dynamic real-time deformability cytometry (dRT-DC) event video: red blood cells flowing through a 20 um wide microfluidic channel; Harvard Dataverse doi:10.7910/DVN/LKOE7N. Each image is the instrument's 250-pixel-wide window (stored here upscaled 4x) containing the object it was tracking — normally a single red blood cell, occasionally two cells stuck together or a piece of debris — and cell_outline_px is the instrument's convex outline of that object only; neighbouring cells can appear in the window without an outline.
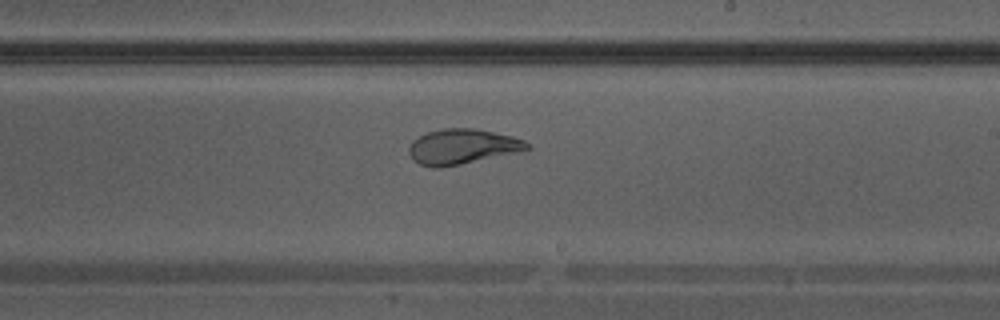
{"species": "Egyptian fruit bat (a non-hibernating species)", "species_latin": "Rousettus aegyptiacus", "temperature_condition": "warm", "stored_images_in_passage": 28, "camera_frame_rate_fps": 3000, "um_per_image_px": 0.085, "animal": {"sex": "male"}, "frame": {"image": 1, "passage_image": 13, "time_ms": 4.0, "image_size_px": [1000, 320], "cell_outline_px": [[532, 148], [524, 152], [440, 168], [432, 168], [420, 164], [412, 160], [408, 152], [408, 148], [412, 140], [428, 132], [444, 128], [472, 128], [512, 136], [524, 140]], "centroid_in_image_um": [39.31, 12.48], "position_along_channel_um": 249.7, "area_um2": 24.51}}